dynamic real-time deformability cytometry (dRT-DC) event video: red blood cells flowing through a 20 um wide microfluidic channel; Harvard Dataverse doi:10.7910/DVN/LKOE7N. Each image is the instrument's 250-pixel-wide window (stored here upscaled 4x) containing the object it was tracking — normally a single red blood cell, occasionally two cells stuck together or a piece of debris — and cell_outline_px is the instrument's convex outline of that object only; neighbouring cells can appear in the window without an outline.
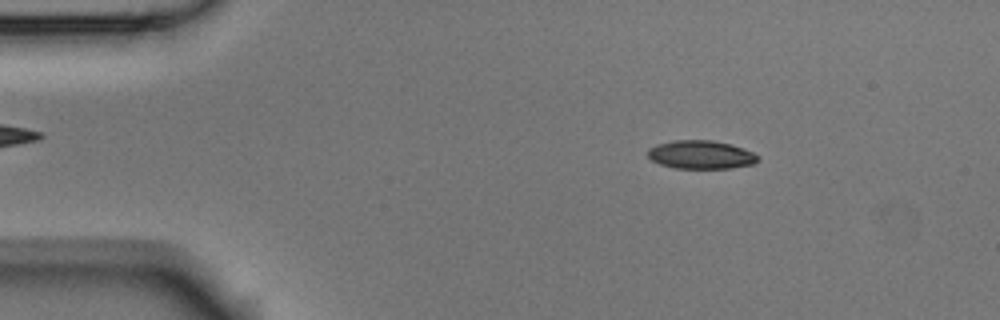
{"species": "Egyptian fruit bat (a non-hibernating species)", "species_latin": "Rousettus aegyptiacus", "temperature_condition": "room temperature", "stored_images_in_passage": 5, "camera_frame_rate_fps": 3000, "um_per_image_px": 0.085, "animal": {"sex": "male"}, "frame": {"image": 1, "passage_image": 3, "time_ms": 0.667, "image_size_px": [1000, 320], "cell_outline_px": [[760, 160], [756, 164], [732, 168], [676, 168], [660, 164], [652, 160], [648, 156], [648, 148], [656, 144], [672, 140], [712, 140], [732, 144], [744, 148], [760, 156]], "centroid_in_image_um": [59.62, 13.14], "position_along_channel_um": 25.4, "area_um2": 18.5}}